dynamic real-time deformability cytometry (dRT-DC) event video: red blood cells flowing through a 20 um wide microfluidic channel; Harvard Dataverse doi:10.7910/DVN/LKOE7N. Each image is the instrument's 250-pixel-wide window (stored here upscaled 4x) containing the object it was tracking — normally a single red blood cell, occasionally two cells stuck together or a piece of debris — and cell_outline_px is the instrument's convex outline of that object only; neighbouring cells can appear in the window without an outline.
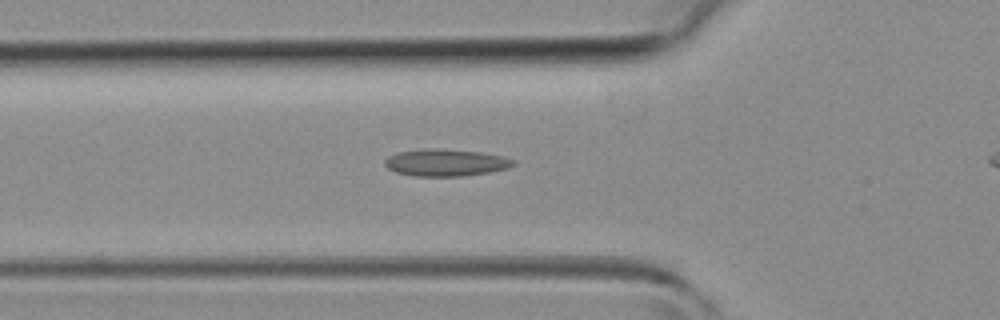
{"species": "common noctule bat (a hibernating species)", "species_latin": "Nyctalus noctula", "temperature_condition": "room temperature", "stored_images_in_passage": 28, "camera_frame_rate_fps": 3000, "um_per_image_px": 0.085, "animal": {"sex": "female", "body_mass_g": 19.3, "forearm_length_mm": 54.1}, "frame": {"image": 1, "passage_image": 6, "time_ms": 1.667, "image_size_px": [1000, 320], "cell_outline_px": [[516, 164], [508, 168], [488, 172], [464, 176], [412, 176], [396, 172], [388, 168], [384, 164], [384, 160], [388, 156], [396, 152], [424, 148], [440, 148], [480, 152], [504, 156], [516, 160]], "centroid_in_image_um": [37.88, 13.81], "position_along_channel_um": 87.9, "area_um2": 20.52}}
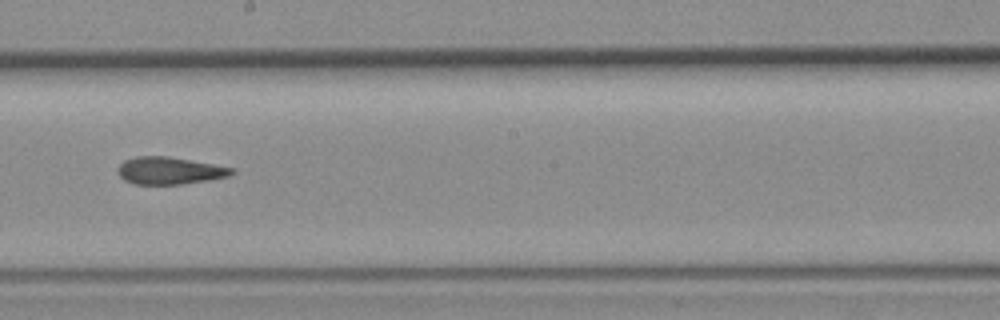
{"frame": {"image": 2, "passage_image": 15, "time_ms": 4.667, "image_size_px": [1000, 320], "cell_outline_px": [[236, 172], [228, 176], [208, 180], [184, 184], [132, 184], [124, 180], [120, 176], [120, 164], [124, 160], [136, 156], [168, 156], [212, 164], [232, 168]], "centroid_in_image_um": [14.41, 14.51], "position_along_channel_um": 233.8, "area_um2": 17.92}}
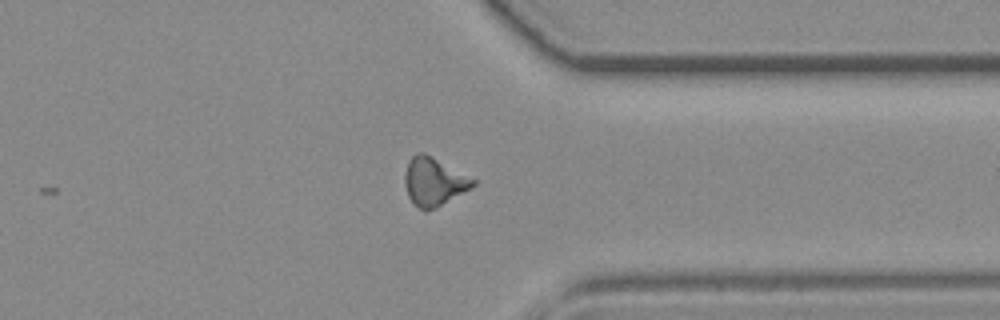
{"frame": {"image": 3, "passage_image": 24, "time_ms": 7.667, "image_size_px": [1000, 320], "cell_outline_px": [[476, 184], [472, 188], [424, 212], [408, 196], [404, 184], [404, 176], [408, 160], [416, 152], [424, 152], [432, 156], [476, 180]], "centroid_in_image_um": [36.85, 15.4], "position_along_channel_um": 374.5, "area_um2": 18.84}}